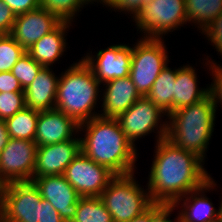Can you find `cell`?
Here are the masks:
<instances>
[{"instance_id":"cell-20","label":"cell","mask_w":222,"mask_h":222,"mask_svg":"<svg viewBox=\"0 0 222 222\" xmlns=\"http://www.w3.org/2000/svg\"><path fill=\"white\" fill-rule=\"evenodd\" d=\"M72 25L70 22H61L54 30L35 42L26 52L43 67H53V64L60 61L59 59L67 51L68 43L65 37Z\"/></svg>"},{"instance_id":"cell-37","label":"cell","mask_w":222,"mask_h":222,"mask_svg":"<svg viewBox=\"0 0 222 222\" xmlns=\"http://www.w3.org/2000/svg\"><path fill=\"white\" fill-rule=\"evenodd\" d=\"M41 222H65L50 202L41 199Z\"/></svg>"},{"instance_id":"cell-1","label":"cell","mask_w":222,"mask_h":222,"mask_svg":"<svg viewBox=\"0 0 222 222\" xmlns=\"http://www.w3.org/2000/svg\"><path fill=\"white\" fill-rule=\"evenodd\" d=\"M147 187L154 204L173 205L212 176L205 161L195 153L179 148L167 138L155 142Z\"/></svg>"},{"instance_id":"cell-18","label":"cell","mask_w":222,"mask_h":222,"mask_svg":"<svg viewBox=\"0 0 222 222\" xmlns=\"http://www.w3.org/2000/svg\"><path fill=\"white\" fill-rule=\"evenodd\" d=\"M102 88L99 116L103 118H117L142 97L129 76L107 81Z\"/></svg>"},{"instance_id":"cell-35","label":"cell","mask_w":222,"mask_h":222,"mask_svg":"<svg viewBox=\"0 0 222 222\" xmlns=\"http://www.w3.org/2000/svg\"><path fill=\"white\" fill-rule=\"evenodd\" d=\"M175 208L172 205L154 204V222H182L179 213L170 219Z\"/></svg>"},{"instance_id":"cell-26","label":"cell","mask_w":222,"mask_h":222,"mask_svg":"<svg viewBox=\"0 0 222 222\" xmlns=\"http://www.w3.org/2000/svg\"><path fill=\"white\" fill-rule=\"evenodd\" d=\"M95 4L92 0H40V8L55 15L61 22L73 23L84 6ZM76 17V18H75Z\"/></svg>"},{"instance_id":"cell-17","label":"cell","mask_w":222,"mask_h":222,"mask_svg":"<svg viewBox=\"0 0 222 222\" xmlns=\"http://www.w3.org/2000/svg\"><path fill=\"white\" fill-rule=\"evenodd\" d=\"M79 133V124L56 109L39 111L34 142L37 146L62 143Z\"/></svg>"},{"instance_id":"cell-39","label":"cell","mask_w":222,"mask_h":222,"mask_svg":"<svg viewBox=\"0 0 222 222\" xmlns=\"http://www.w3.org/2000/svg\"><path fill=\"white\" fill-rule=\"evenodd\" d=\"M129 222H154V205L141 216L133 218Z\"/></svg>"},{"instance_id":"cell-38","label":"cell","mask_w":222,"mask_h":222,"mask_svg":"<svg viewBox=\"0 0 222 222\" xmlns=\"http://www.w3.org/2000/svg\"><path fill=\"white\" fill-rule=\"evenodd\" d=\"M9 138L5 120L0 119V153L7 145Z\"/></svg>"},{"instance_id":"cell-27","label":"cell","mask_w":222,"mask_h":222,"mask_svg":"<svg viewBox=\"0 0 222 222\" xmlns=\"http://www.w3.org/2000/svg\"><path fill=\"white\" fill-rule=\"evenodd\" d=\"M26 53L10 34L0 35V72L11 71L16 62Z\"/></svg>"},{"instance_id":"cell-4","label":"cell","mask_w":222,"mask_h":222,"mask_svg":"<svg viewBox=\"0 0 222 222\" xmlns=\"http://www.w3.org/2000/svg\"><path fill=\"white\" fill-rule=\"evenodd\" d=\"M100 85L82 58L73 62L60 73L55 109L72 117L78 124L98 117L100 112L95 108L101 104L98 101L101 99Z\"/></svg>"},{"instance_id":"cell-25","label":"cell","mask_w":222,"mask_h":222,"mask_svg":"<svg viewBox=\"0 0 222 222\" xmlns=\"http://www.w3.org/2000/svg\"><path fill=\"white\" fill-rule=\"evenodd\" d=\"M70 222H113L100 197H81L76 215Z\"/></svg>"},{"instance_id":"cell-29","label":"cell","mask_w":222,"mask_h":222,"mask_svg":"<svg viewBox=\"0 0 222 222\" xmlns=\"http://www.w3.org/2000/svg\"><path fill=\"white\" fill-rule=\"evenodd\" d=\"M24 107V92H0V119L12 117Z\"/></svg>"},{"instance_id":"cell-5","label":"cell","mask_w":222,"mask_h":222,"mask_svg":"<svg viewBox=\"0 0 222 222\" xmlns=\"http://www.w3.org/2000/svg\"><path fill=\"white\" fill-rule=\"evenodd\" d=\"M134 174L117 175L100 196L113 222H129L154 205L148 189L138 183Z\"/></svg>"},{"instance_id":"cell-31","label":"cell","mask_w":222,"mask_h":222,"mask_svg":"<svg viewBox=\"0 0 222 222\" xmlns=\"http://www.w3.org/2000/svg\"><path fill=\"white\" fill-rule=\"evenodd\" d=\"M151 0H103L100 4L108 7L111 12H122L133 19L141 10L142 6Z\"/></svg>"},{"instance_id":"cell-10","label":"cell","mask_w":222,"mask_h":222,"mask_svg":"<svg viewBox=\"0 0 222 222\" xmlns=\"http://www.w3.org/2000/svg\"><path fill=\"white\" fill-rule=\"evenodd\" d=\"M63 176L81 197H100L117 175L81 151L67 166Z\"/></svg>"},{"instance_id":"cell-16","label":"cell","mask_w":222,"mask_h":222,"mask_svg":"<svg viewBox=\"0 0 222 222\" xmlns=\"http://www.w3.org/2000/svg\"><path fill=\"white\" fill-rule=\"evenodd\" d=\"M215 181L211 178L203 186L190 191L172 205L175 210L181 208L176 212L179 213L182 222H219L220 206L218 209L215 208L206 195L208 191L211 192L213 189L216 191Z\"/></svg>"},{"instance_id":"cell-36","label":"cell","mask_w":222,"mask_h":222,"mask_svg":"<svg viewBox=\"0 0 222 222\" xmlns=\"http://www.w3.org/2000/svg\"><path fill=\"white\" fill-rule=\"evenodd\" d=\"M0 92H24L11 71L0 72Z\"/></svg>"},{"instance_id":"cell-11","label":"cell","mask_w":222,"mask_h":222,"mask_svg":"<svg viewBox=\"0 0 222 222\" xmlns=\"http://www.w3.org/2000/svg\"><path fill=\"white\" fill-rule=\"evenodd\" d=\"M34 141L9 138L0 153V185L32 181L36 165Z\"/></svg>"},{"instance_id":"cell-21","label":"cell","mask_w":222,"mask_h":222,"mask_svg":"<svg viewBox=\"0 0 222 222\" xmlns=\"http://www.w3.org/2000/svg\"><path fill=\"white\" fill-rule=\"evenodd\" d=\"M190 64L177 68V76L173 93V111L190 106L205 99L210 94V85L199 88V75ZM198 75V76H197ZM198 82V83H197ZM208 85V86H207Z\"/></svg>"},{"instance_id":"cell-12","label":"cell","mask_w":222,"mask_h":222,"mask_svg":"<svg viewBox=\"0 0 222 222\" xmlns=\"http://www.w3.org/2000/svg\"><path fill=\"white\" fill-rule=\"evenodd\" d=\"M86 52L83 61L91 68L95 78L103 85L107 81L130 75L132 46L113 44L100 49L95 55Z\"/></svg>"},{"instance_id":"cell-30","label":"cell","mask_w":222,"mask_h":222,"mask_svg":"<svg viewBox=\"0 0 222 222\" xmlns=\"http://www.w3.org/2000/svg\"><path fill=\"white\" fill-rule=\"evenodd\" d=\"M209 57L210 56L208 55L207 57H204L206 59H204L205 61L203 60L202 64H204L203 66L206 67L205 69L209 70L210 76H212V82L211 84H209L210 94L215 101L217 109H219L218 107H220L222 110V65L219 63L217 64L215 60L213 61L211 59L212 57Z\"/></svg>"},{"instance_id":"cell-22","label":"cell","mask_w":222,"mask_h":222,"mask_svg":"<svg viewBox=\"0 0 222 222\" xmlns=\"http://www.w3.org/2000/svg\"><path fill=\"white\" fill-rule=\"evenodd\" d=\"M167 64L154 81L147 98L158 106L165 114L173 112V93L177 76V68Z\"/></svg>"},{"instance_id":"cell-28","label":"cell","mask_w":222,"mask_h":222,"mask_svg":"<svg viewBox=\"0 0 222 222\" xmlns=\"http://www.w3.org/2000/svg\"><path fill=\"white\" fill-rule=\"evenodd\" d=\"M43 68L38 62L26 52L13 66L11 72L19 81L23 90L27 88L34 80L36 75Z\"/></svg>"},{"instance_id":"cell-13","label":"cell","mask_w":222,"mask_h":222,"mask_svg":"<svg viewBox=\"0 0 222 222\" xmlns=\"http://www.w3.org/2000/svg\"><path fill=\"white\" fill-rule=\"evenodd\" d=\"M81 152V139L77 137L62 143L37 146L33 178L63 175L67 166Z\"/></svg>"},{"instance_id":"cell-19","label":"cell","mask_w":222,"mask_h":222,"mask_svg":"<svg viewBox=\"0 0 222 222\" xmlns=\"http://www.w3.org/2000/svg\"><path fill=\"white\" fill-rule=\"evenodd\" d=\"M59 76L52 67H43L24 89L25 106L38 111L55 109Z\"/></svg>"},{"instance_id":"cell-40","label":"cell","mask_w":222,"mask_h":222,"mask_svg":"<svg viewBox=\"0 0 222 222\" xmlns=\"http://www.w3.org/2000/svg\"><path fill=\"white\" fill-rule=\"evenodd\" d=\"M221 192H222V190H221ZM220 194H222V193H220ZM220 202H219V206H220V217H219V222H222V196H221V198H220Z\"/></svg>"},{"instance_id":"cell-14","label":"cell","mask_w":222,"mask_h":222,"mask_svg":"<svg viewBox=\"0 0 222 222\" xmlns=\"http://www.w3.org/2000/svg\"><path fill=\"white\" fill-rule=\"evenodd\" d=\"M41 197L52 204L65 222H70L76 215L81 196L63 175L33 178Z\"/></svg>"},{"instance_id":"cell-3","label":"cell","mask_w":222,"mask_h":222,"mask_svg":"<svg viewBox=\"0 0 222 222\" xmlns=\"http://www.w3.org/2000/svg\"><path fill=\"white\" fill-rule=\"evenodd\" d=\"M217 110L211 94L198 103L174 110L167 116L166 138L179 148L191 151L206 161Z\"/></svg>"},{"instance_id":"cell-32","label":"cell","mask_w":222,"mask_h":222,"mask_svg":"<svg viewBox=\"0 0 222 222\" xmlns=\"http://www.w3.org/2000/svg\"><path fill=\"white\" fill-rule=\"evenodd\" d=\"M201 34L206 36V40L209 44L211 42L210 45L216 49L218 56H221L222 59V13Z\"/></svg>"},{"instance_id":"cell-34","label":"cell","mask_w":222,"mask_h":222,"mask_svg":"<svg viewBox=\"0 0 222 222\" xmlns=\"http://www.w3.org/2000/svg\"><path fill=\"white\" fill-rule=\"evenodd\" d=\"M6 5L15 13L22 14L40 7V0H3Z\"/></svg>"},{"instance_id":"cell-23","label":"cell","mask_w":222,"mask_h":222,"mask_svg":"<svg viewBox=\"0 0 222 222\" xmlns=\"http://www.w3.org/2000/svg\"><path fill=\"white\" fill-rule=\"evenodd\" d=\"M187 23L205 30L222 13V0H185Z\"/></svg>"},{"instance_id":"cell-2","label":"cell","mask_w":222,"mask_h":222,"mask_svg":"<svg viewBox=\"0 0 222 222\" xmlns=\"http://www.w3.org/2000/svg\"><path fill=\"white\" fill-rule=\"evenodd\" d=\"M79 136H84L80 137L81 151L95 163L116 175L136 172L138 150L127 139L116 118L98 116L85 121L79 124Z\"/></svg>"},{"instance_id":"cell-9","label":"cell","mask_w":222,"mask_h":222,"mask_svg":"<svg viewBox=\"0 0 222 222\" xmlns=\"http://www.w3.org/2000/svg\"><path fill=\"white\" fill-rule=\"evenodd\" d=\"M167 116L165 112L144 96L116 119L127 139L137 148L136 141L149 136L152 132L157 134L155 135L156 142L166 138Z\"/></svg>"},{"instance_id":"cell-15","label":"cell","mask_w":222,"mask_h":222,"mask_svg":"<svg viewBox=\"0 0 222 222\" xmlns=\"http://www.w3.org/2000/svg\"><path fill=\"white\" fill-rule=\"evenodd\" d=\"M61 21L43 8L16 15L10 35L25 50L54 30Z\"/></svg>"},{"instance_id":"cell-33","label":"cell","mask_w":222,"mask_h":222,"mask_svg":"<svg viewBox=\"0 0 222 222\" xmlns=\"http://www.w3.org/2000/svg\"><path fill=\"white\" fill-rule=\"evenodd\" d=\"M15 19V13L3 0H0V35L11 33Z\"/></svg>"},{"instance_id":"cell-6","label":"cell","mask_w":222,"mask_h":222,"mask_svg":"<svg viewBox=\"0 0 222 222\" xmlns=\"http://www.w3.org/2000/svg\"><path fill=\"white\" fill-rule=\"evenodd\" d=\"M142 38L164 39V36L187 24L185 0H151L132 20Z\"/></svg>"},{"instance_id":"cell-7","label":"cell","mask_w":222,"mask_h":222,"mask_svg":"<svg viewBox=\"0 0 222 222\" xmlns=\"http://www.w3.org/2000/svg\"><path fill=\"white\" fill-rule=\"evenodd\" d=\"M164 43V39L140 37L132 44L129 77L142 97L147 96L158 75L170 62Z\"/></svg>"},{"instance_id":"cell-8","label":"cell","mask_w":222,"mask_h":222,"mask_svg":"<svg viewBox=\"0 0 222 222\" xmlns=\"http://www.w3.org/2000/svg\"><path fill=\"white\" fill-rule=\"evenodd\" d=\"M41 194L33 181L11 182L0 188L1 222H41Z\"/></svg>"},{"instance_id":"cell-24","label":"cell","mask_w":222,"mask_h":222,"mask_svg":"<svg viewBox=\"0 0 222 222\" xmlns=\"http://www.w3.org/2000/svg\"><path fill=\"white\" fill-rule=\"evenodd\" d=\"M39 111L24 107L12 117L5 119L10 138L34 141Z\"/></svg>"}]
</instances>
